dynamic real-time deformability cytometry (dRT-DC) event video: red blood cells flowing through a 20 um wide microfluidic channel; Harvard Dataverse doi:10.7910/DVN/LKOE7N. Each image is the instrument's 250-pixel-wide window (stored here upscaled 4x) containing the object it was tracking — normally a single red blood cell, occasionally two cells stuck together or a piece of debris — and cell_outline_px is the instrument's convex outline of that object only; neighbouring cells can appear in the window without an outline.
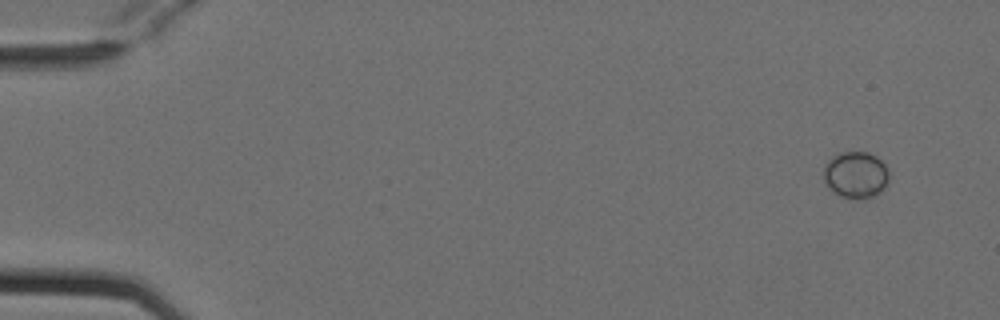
{"species": "Egyptian fruit bat (a non-hibernating species)", "species_latin": "Rousettus aegyptiacus", "temperature_condition": "cold", "stored_images_in_passage": 5, "camera_frame_rate_fps": 3000, "um_per_image_px": 0.085, "animal": {"sex": "female"}, "frame": {"image": 1, "passage_image": 1, "time_ms": 0.0, "image_size_px": [1000, 320], "cell_outline_px": [[888, 180], [880, 192], [872, 196], [860, 200], [856, 200], [840, 196], [832, 192], [824, 180], [824, 164], [836, 152], [868, 152], [876, 156], [884, 164], [888, 172]], "centroid_in_image_um": [72.7, 14.86], "position_along_channel_um": 12.3, "area_um2": 17.92}}